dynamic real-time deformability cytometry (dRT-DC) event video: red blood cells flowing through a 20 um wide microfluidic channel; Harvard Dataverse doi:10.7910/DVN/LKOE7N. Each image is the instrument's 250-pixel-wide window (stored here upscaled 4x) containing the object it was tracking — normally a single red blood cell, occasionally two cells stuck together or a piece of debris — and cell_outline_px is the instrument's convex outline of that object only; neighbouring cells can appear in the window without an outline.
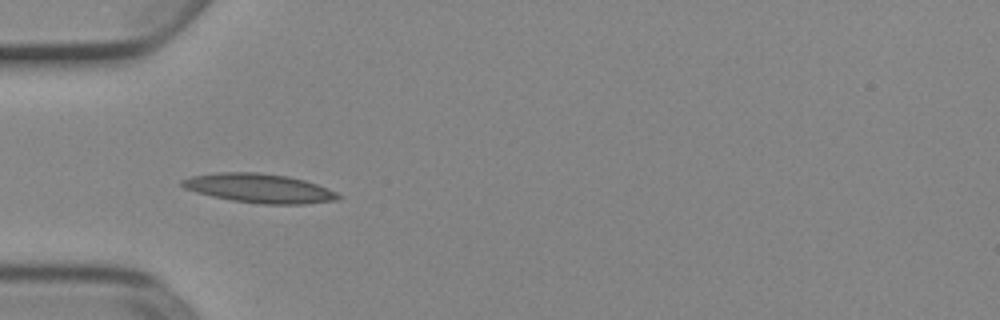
{"species": "Egyptian fruit bat (a non-hibernating species)", "species_latin": "Rousettus aegyptiacus", "temperature_condition": "cold", "stored_images_in_passage": 13, "camera_frame_rate_fps": 3000, "um_per_image_px": 0.085, "animal": {"sex": "female"}, "frame": {"image": 1, "passage_image": 3, "time_ms": 0.667, "image_size_px": [1000, 320], "cell_outline_px": [[344, 196], [336, 200], [304, 204], [260, 204], [232, 200], [212, 196], [196, 192], [184, 188], [180, 184], [180, 180], [192, 176], [216, 172], [256, 172], [288, 176], [304, 180], [328, 188]], "centroid_in_image_um": [22.04, 16.0], "position_along_channel_um": 63.0, "area_um2": 26.53}}
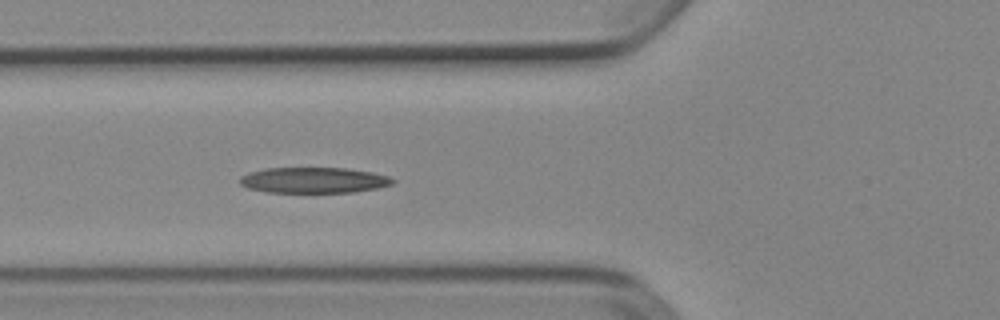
{"frame": {"image": 2, "passage_image": 6, "time_ms": 1.667, "image_size_px": [1000, 320], "cell_outline_px": [[396, 180], [392, 184], [380, 188], [352, 192], [268, 192], [248, 188], [240, 184], [240, 176], [248, 172], [264, 168], [348, 168], [372, 172], [388, 176]], "centroid_in_image_um": [26.67, 15.31], "position_along_channel_um": 99.1, "area_um2": 23.0}}